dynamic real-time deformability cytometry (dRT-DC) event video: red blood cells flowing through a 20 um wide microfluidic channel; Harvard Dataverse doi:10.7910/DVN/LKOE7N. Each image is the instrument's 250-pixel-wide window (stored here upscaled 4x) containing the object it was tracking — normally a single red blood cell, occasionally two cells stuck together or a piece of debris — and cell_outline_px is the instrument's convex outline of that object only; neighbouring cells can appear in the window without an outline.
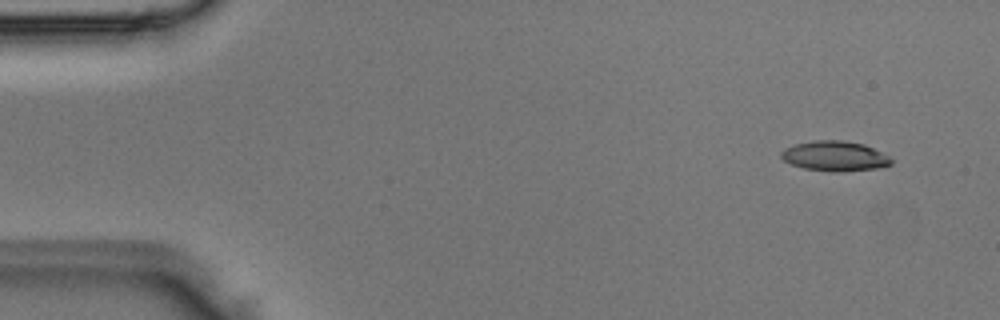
{"species": "Egyptian fruit bat (a non-hibernating species)", "species_latin": "Rousettus aegyptiacus", "temperature_condition": "room temperature", "stored_images_in_passage": 5, "camera_frame_rate_fps": 3000, "um_per_image_px": 0.085, "animal": {"sex": "male"}, "frame": {"image": 1, "passage_image": 2, "time_ms": 0.333, "image_size_px": [1000, 320], "cell_outline_px": [[892, 164], [880, 168], [844, 172], [832, 172], [804, 168], [792, 164], [784, 160], [780, 156], [780, 152], [784, 148], [796, 144], [812, 140], [844, 140], [864, 144], [888, 156], [892, 160]], "centroid_in_image_um": [70.96, 13.27], "position_along_channel_um": 14.0, "area_um2": 19.36}}